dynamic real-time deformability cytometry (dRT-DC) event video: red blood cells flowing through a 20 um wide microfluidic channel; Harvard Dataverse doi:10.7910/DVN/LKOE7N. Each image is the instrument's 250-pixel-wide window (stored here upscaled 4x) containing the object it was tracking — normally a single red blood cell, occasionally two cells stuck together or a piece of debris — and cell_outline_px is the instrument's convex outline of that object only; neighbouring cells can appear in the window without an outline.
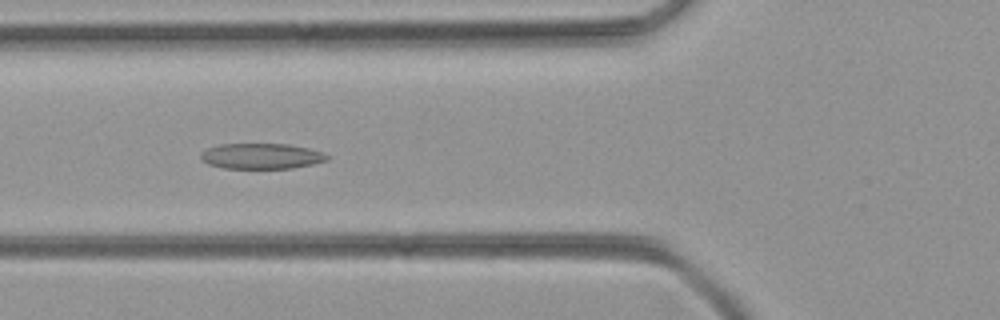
{"species": "common noctule bat (a hibernating species)", "species_latin": "Nyctalus noctula", "temperature_condition": "room temperature", "stored_images_in_passage": 45, "camera_frame_rate_fps": 3000, "um_per_image_px": 0.085, "animal": {"sex": "female", "body_mass_g": 21.9}, "frame": {"image": 1, "passage_image": 18, "time_ms": 5.667, "image_size_px": [1000, 320], "cell_outline_px": [[328, 160], [312, 164], [292, 168], [224, 168], [208, 164], [200, 156], [200, 152], [208, 148], [220, 144], [288, 144], [308, 148], [324, 152], [328, 156]], "centroid_in_image_um": [22.23, 13.26], "position_along_channel_um": 103.6, "area_um2": 18.73}}
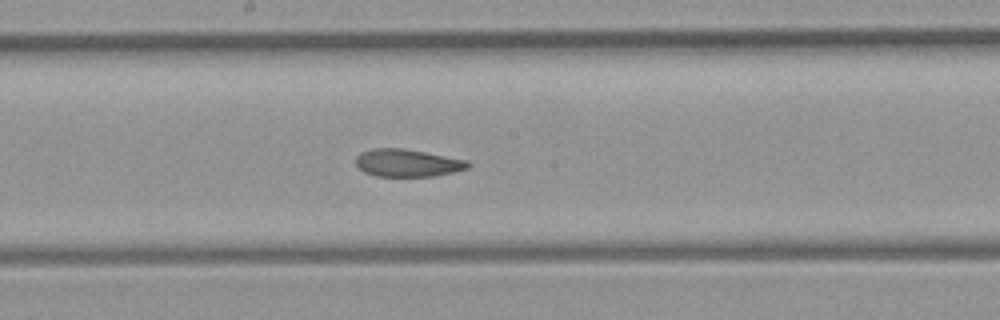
{"frame": {"image": 2, "passage_image": 26, "time_ms": 8.333, "image_size_px": [1000, 320], "cell_outline_px": [[472, 164], [468, 168], [436, 176], [376, 176], [364, 172], [356, 164], [356, 156], [360, 152], [372, 148], [400, 148], [424, 152], [468, 160]], "centroid_in_image_um": [34.63, 13.85], "position_along_channel_um": 213.6, "area_um2": 17.98}}
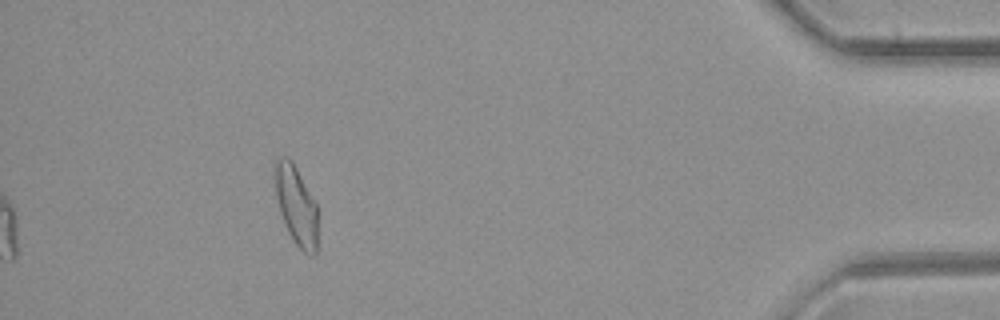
{"frame": {"image": 3, "passage_image": 45, "time_ms": 14.667, "image_size_px": [1000, 320], "cell_outline_px": [[316, 252], [312, 256], [304, 252], [292, 240], [288, 232], [280, 212], [276, 196], [272, 176], [272, 164], [280, 156], [288, 156], [292, 160], [316, 204]], "centroid_in_image_um": [25.1, 17.37], "position_along_channel_um": 410.1, "area_um2": 19.88}}